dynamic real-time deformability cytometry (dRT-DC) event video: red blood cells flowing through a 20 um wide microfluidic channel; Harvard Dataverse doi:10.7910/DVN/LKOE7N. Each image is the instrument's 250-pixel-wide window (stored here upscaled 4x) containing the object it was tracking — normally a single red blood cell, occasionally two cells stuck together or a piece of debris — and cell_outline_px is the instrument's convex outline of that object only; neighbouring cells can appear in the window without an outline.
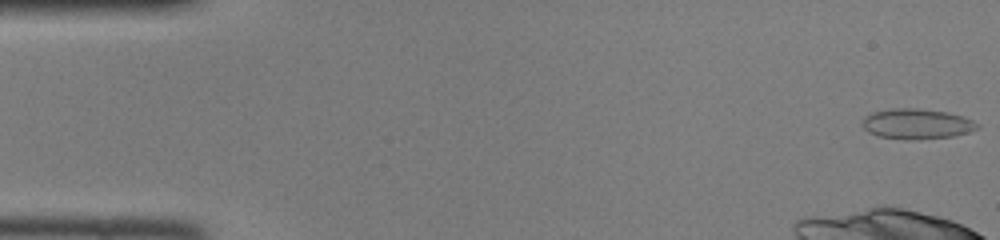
{"species": "common noctule bat (a hibernating species)", "species_latin": "Nyctalus noctula", "temperature_condition": "room temperature", "stored_images_in_passage": 14, "camera_frame_rate_fps": 3000, "um_per_image_px": 0.085, "animal": {"sex": "female", "body_mass_g": 22.0, "forearm_length_mm": 56.7}, "frame": {"image": 1, "passage_image": 1, "time_ms": 0.0, "image_size_px": [1000, 240], "cell_outline_px": [[980, 128], [956, 136], [908, 140], [876, 136], [868, 132], [864, 128], [864, 116], [872, 112], [892, 108], [916, 108], [948, 112], [964, 116], [980, 124]], "centroid_in_image_um": [77.96, 10.53], "position_along_channel_um": 7.0, "area_um2": 20.46}}